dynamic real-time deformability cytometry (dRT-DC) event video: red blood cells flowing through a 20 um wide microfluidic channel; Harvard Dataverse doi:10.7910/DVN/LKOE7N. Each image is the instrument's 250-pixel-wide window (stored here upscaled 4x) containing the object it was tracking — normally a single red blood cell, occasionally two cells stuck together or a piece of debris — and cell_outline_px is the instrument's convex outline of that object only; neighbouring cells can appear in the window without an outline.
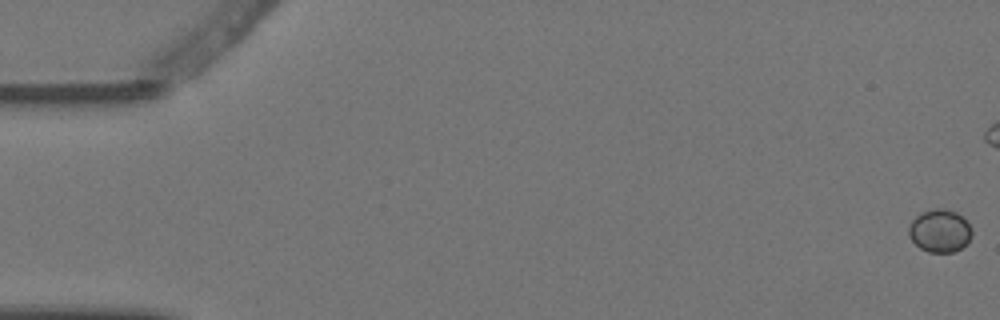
{"species": "Egyptian fruit bat (a non-hibernating species)", "species_latin": "Rousettus aegyptiacus", "temperature_condition": "warm", "stored_images_in_passage": 7, "camera_frame_rate_fps": 3000, "um_per_image_px": 0.085, "animal": {"sex": "female"}, "frame": {"image": 1, "passage_image": 1, "time_ms": 0.0, "image_size_px": [1000, 320], "cell_outline_px": [[972, 236], [960, 248], [952, 252], [928, 252], [920, 248], [908, 236], [908, 224], [920, 212], [936, 208], [944, 208], [956, 212], [972, 228]], "centroid_in_image_um": [79.84, 19.61], "position_along_channel_um": 5.2, "area_um2": 15.72}}
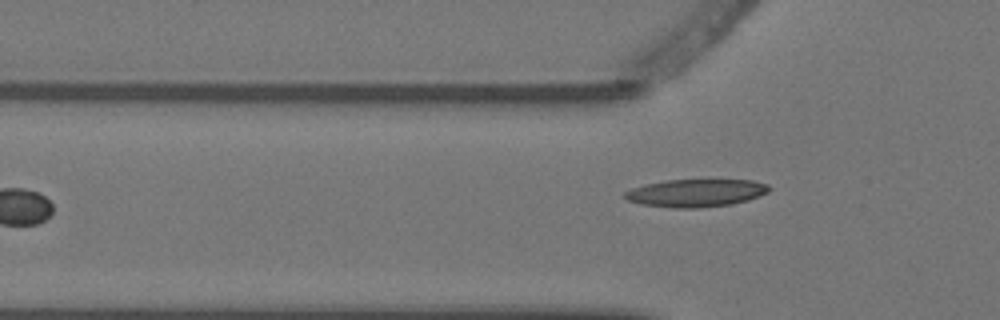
{"frame": {"image": 2, "passage_image": 7, "time_ms": 2.0, "image_size_px": [1000, 320], "cell_outline_px": [[772, 188], [768, 192], [760, 196], [748, 200], [732, 204], [700, 208], [676, 208], [640, 204], [628, 200], [624, 196], [624, 192], [632, 188], [644, 184], [668, 180], [752, 180], [768, 184]], "centroid_in_image_um": [59.18, 16.4], "position_along_channel_um": 66.6, "area_um2": 23.41}}